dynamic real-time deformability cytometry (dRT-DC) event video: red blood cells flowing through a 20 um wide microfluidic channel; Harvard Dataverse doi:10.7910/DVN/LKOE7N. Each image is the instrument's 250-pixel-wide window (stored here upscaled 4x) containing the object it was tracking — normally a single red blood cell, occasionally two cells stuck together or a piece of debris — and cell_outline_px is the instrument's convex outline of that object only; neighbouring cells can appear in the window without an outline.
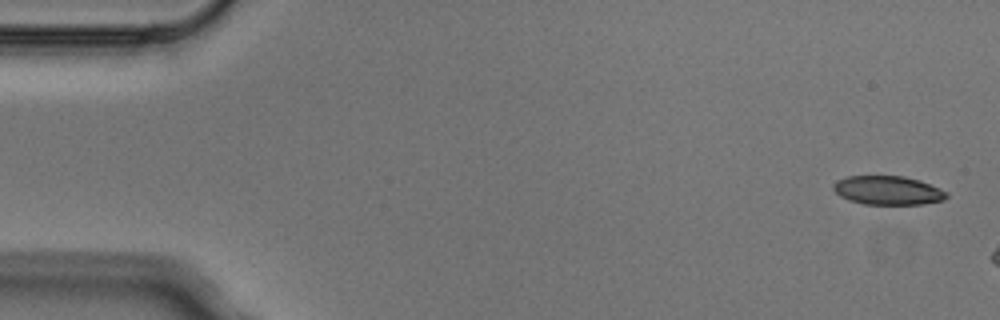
{"species": "Egyptian fruit bat (a non-hibernating species)", "species_latin": "Rousettus aegyptiacus", "temperature_condition": "cold", "stored_images_in_passage": 4, "camera_frame_rate_fps": 3000, "um_per_image_px": 0.085, "animal": {"sex": "male"}, "frame": {"image": 1, "passage_image": 1, "time_ms": 0.0, "image_size_px": [1000, 320], "cell_outline_px": [[948, 196], [944, 200], [920, 204], [864, 204], [848, 200], [840, 196], [832, 188], [832, 184], [836, 180], [848, 176], [904, 176], [920, 180], [940, 188], [948, 192]], "centroid_in_image_um": [75.46, 16.17], "position_along_channel_um": 9.5, "area_um2": 19.13}}